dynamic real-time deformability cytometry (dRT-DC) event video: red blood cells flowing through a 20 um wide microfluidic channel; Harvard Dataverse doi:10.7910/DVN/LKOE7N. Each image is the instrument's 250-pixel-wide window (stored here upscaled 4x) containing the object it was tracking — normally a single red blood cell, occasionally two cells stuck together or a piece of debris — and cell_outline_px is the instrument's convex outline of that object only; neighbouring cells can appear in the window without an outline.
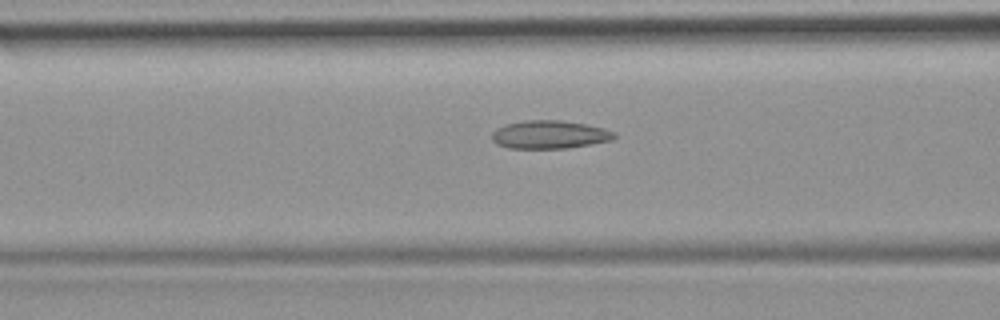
{"species": "common noctule bat (a hibernating species)", "species_latin": "Nyctalus noctula", "temperature_condition": "room temperature", "stored_images_in_passage": 33, "camera_frame_rate_fps": 3000, "um_per_image_px": 0.085, "animal": {"sex": "female", "body_mass_g": 19.9}, "frame": {"image": 1, "passage_image": 10, "time_ms": 3.0, "image_size_px": [1000, 320], "cell_outline_px": [[616, 136], [612, 140], [568, 148], [508, 148], [496, 144], [492, 140], [492, 132], [496, 128], [508, 124], [524, 120], [560, 120], [584, 124], [604, 128], [616, 132]], "centroid_in_image_um": [46.71, 11.44], "position_along_channel_um": 119.9, "area_um2": 20.06}}
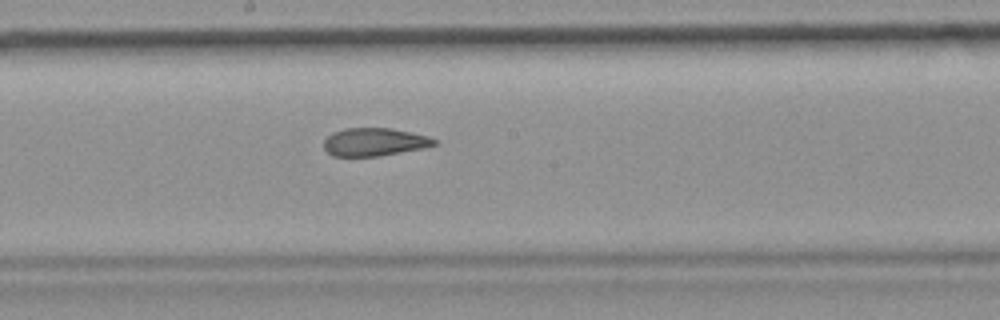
{"frame": {"image": 2, "passage_image": 17, "time_ms": 5.333, "image_size_px": [1000, 320], "cell_outline_px": [[436, 144], [424, 148], [380, 156], [332, 156], [324, 148], [324, 140], [332, 132], [344, 128], [388, 128], [428, 136], [436, 140]], "centroid_in_image_um": [31.79, 12.07], "position_along_channel_um": 216.4, "area_um2": 17.92}}
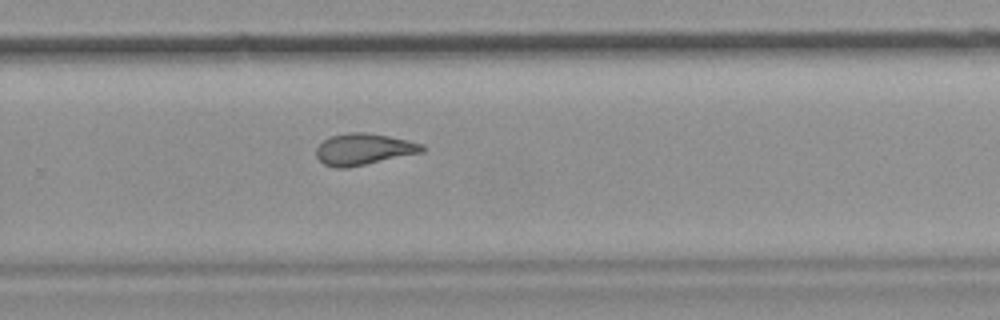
{"frame": {"image": 3, "passage_image": 23, "time_ms": 7.333, "image_size_px": [1000, 320], "cell_outline_px": [[424, 152], [348, 168], [336, 168], [324, 164], [316, 156], [316, 148], [324, 140], [332, 136], [348, 132], [368, 132], [408, 140], [420, 144], [424, 148]], "centroid_in_image_um": [30.9, 12.69], "position_along_channel_um": 298.9, "area_um2": 19.36}}